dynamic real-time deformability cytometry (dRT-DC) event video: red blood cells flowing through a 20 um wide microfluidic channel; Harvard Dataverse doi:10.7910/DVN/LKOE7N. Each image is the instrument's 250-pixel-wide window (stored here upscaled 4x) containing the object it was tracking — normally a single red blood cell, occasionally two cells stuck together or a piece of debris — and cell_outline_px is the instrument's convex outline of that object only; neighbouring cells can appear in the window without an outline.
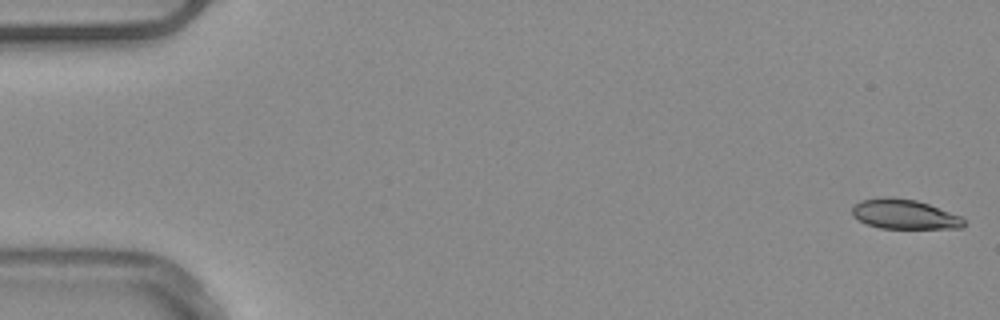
{"species": "common noctule bat (a hibernating species)", "species_latin": "Nyctalus noctula", "temperature_condition": "warm", "stored_images_in_passage": 52, "camera_frame_rate_fps": 3000, "um_per_image_px": 0.085, "animal": {"sex": "male", "body_mass_g": 20.4}, "frame": {"image": 1, "passage_image": 1, "time_ms": 0.0, "image_size_px": [1000, 320], "cell_outline_px": [[964, 224], [960, 228], [880, 228], [868, 224], [852, 216], [852, 204], [860, 200], [884, 196], [892, 196], [916, 200], [928, 204], [960, 216], [964, 220]], "centroid_in_image_um": [76.81, 18.19], "position_along_channel_um": 8.2, "area_um2": 19.31}}
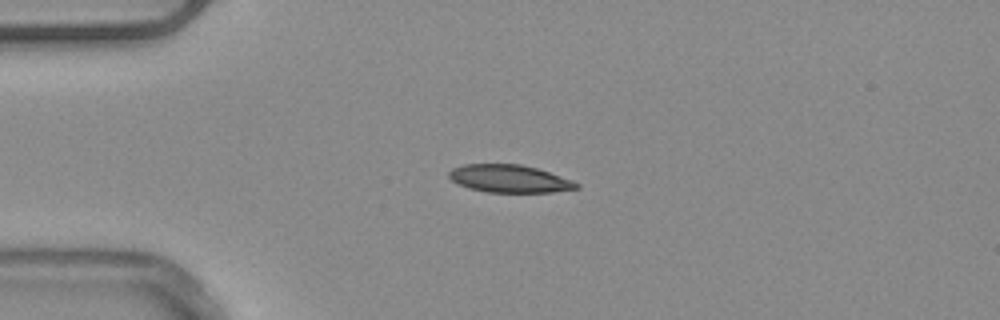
{"frame": {"image": 2, "passage_image": 13, "time_ms": 4.0, "image_size_px": [1000, 320], "cell_outline_px": [[580, 188], [552, 192], [488, 192], [468, 188], [456, 184], [448, 176], [448, 172], [452, 168], [464, 164], [520, 164], [536, 168], [572, 180], [580, 184]], "centroid_in_image_um": [43.27, 15.19], "position_along_channel_um": 41.7, "area_um2": 20.58}}
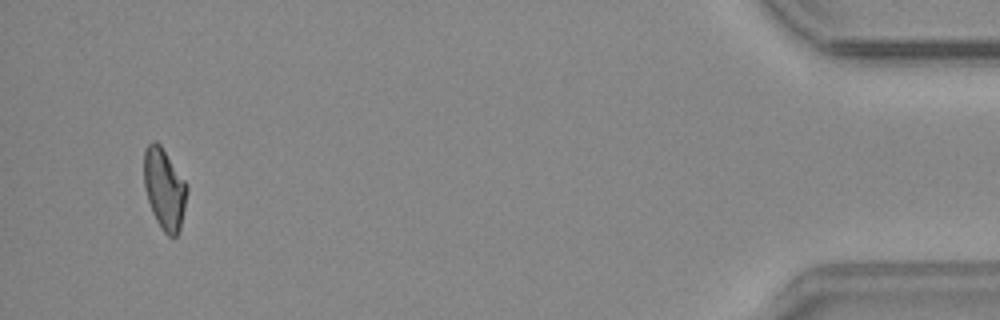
{"frame": {"image": 3, "passage_image": 50, "time_ms": 16.333, "image_size_px": [1000, 320], "cell_outline_px": [[188, 188], [180, 228], [176, 236], [168, 236], [160, 228], [152, 212], [144, 188], [144, 148], [152, 140], [156, 140], [160, 144], [188, 184]], "centroid_in_image_um": [13.96, 16.02], "position_along_channel_um": 421.2, "area_um2": 20.4}, "authors_computed_cell_mechanics": {"area_um2": 20.6346, "velocity_mm_per_s": 3.9192, "shape_relaxation_time_tau1_ms": 11.1877, "shape_relaxation_time_tau2_ms": 7.5123, "deformation_change_tau1": 0.2381, "deformation_change_tau2": 0.1404}}